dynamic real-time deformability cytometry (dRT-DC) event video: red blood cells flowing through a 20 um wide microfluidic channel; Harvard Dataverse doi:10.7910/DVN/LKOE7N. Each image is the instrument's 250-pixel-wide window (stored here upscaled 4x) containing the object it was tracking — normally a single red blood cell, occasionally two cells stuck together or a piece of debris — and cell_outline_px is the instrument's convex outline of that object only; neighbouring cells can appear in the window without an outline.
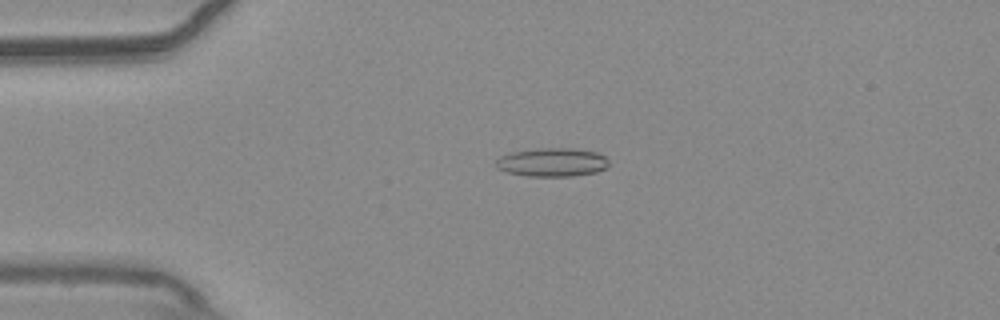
{"species": "common noctule bat (a hibernating species)", "species_latin": "Nyctalus noctula", "temperature_condition": "warm", "stored_images_in_passage": 55, "camera_frame_rate_fps": 3000, "um_per_image_px": 0.085, "animal": {"sex": "male", "body_mass_g": 20.4}, "frame": {"image": 1, "passage_image": 13, "time_ms": 4.0, "image_size_px": [1000, 320], "cell_outline_px": [[608, 168], [596, 172], [572, 176], [528, 176], [508, 172], [496, 168], [496, 160], [500, 156], [512, 152], [536, 148], [572, 148], [596, 152], [604, 156], [608, 160]], "centroid_in_image_um": [46.94, 13.79], "position_along_channel_um": 38.1, "area_um2": 18.84}}
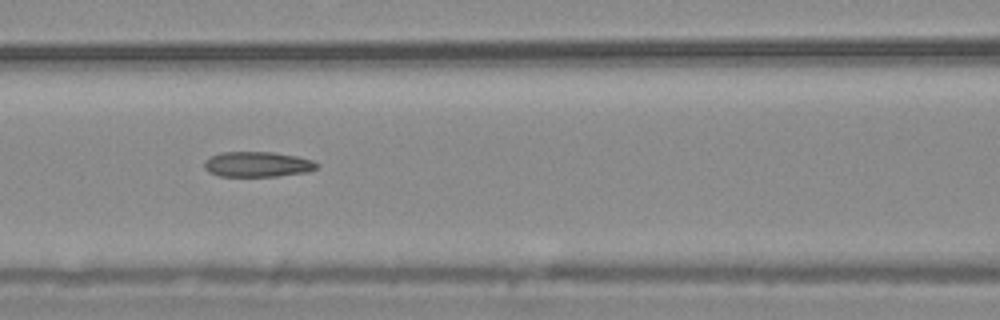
{"frame": {"image": 2, "passage_image": 24, "time_ms": 7.667, "image_size_px": [1000, 320], "cell_outline_px": [[320, 164], [316, 168], [308, 172], [276, 176], [220, 176], [208, 172], [204, 168], [204, 160], [220, 152], [272, 152], [296, 156], [312, 160]], "centroid_in_image_um": [21.87, 13.96], "position_along_channel_um": 144.7, "area_um2": 16.59}}
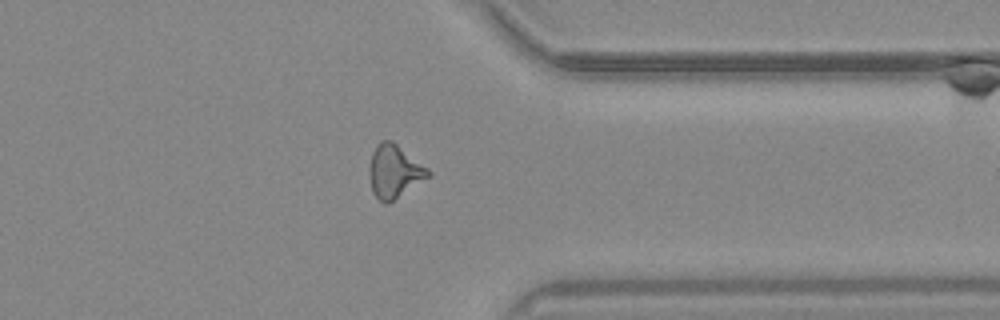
{"frame": {"image": 3, "passage_image": 43, "time_ms": 14.0, "image_size_px": [1000, 320], "cell_outline_px": [[432, 176], [388, 204], [384, 204], [372, 192], [368, 176], [368, 168], [372, 152], [376, 144], [380, 140], [392, 140], [428, 168], [432, 172]], "centroid_in_image_um": [33.51, 14.57], "position_along_channel_um": 377.9, "area_um2": 18.67}, "authors_computed_cell_mechanics": {"area_um2": 17.7446, "velocity_mm_per_s": 3.7785, "shape_relaxation_time_tau1_ms": null, "shape_relaxation_time_tau2_ms": 3.7585, "deformation_change_tau1": null, "deformation_change_tau2": 0.1286}}